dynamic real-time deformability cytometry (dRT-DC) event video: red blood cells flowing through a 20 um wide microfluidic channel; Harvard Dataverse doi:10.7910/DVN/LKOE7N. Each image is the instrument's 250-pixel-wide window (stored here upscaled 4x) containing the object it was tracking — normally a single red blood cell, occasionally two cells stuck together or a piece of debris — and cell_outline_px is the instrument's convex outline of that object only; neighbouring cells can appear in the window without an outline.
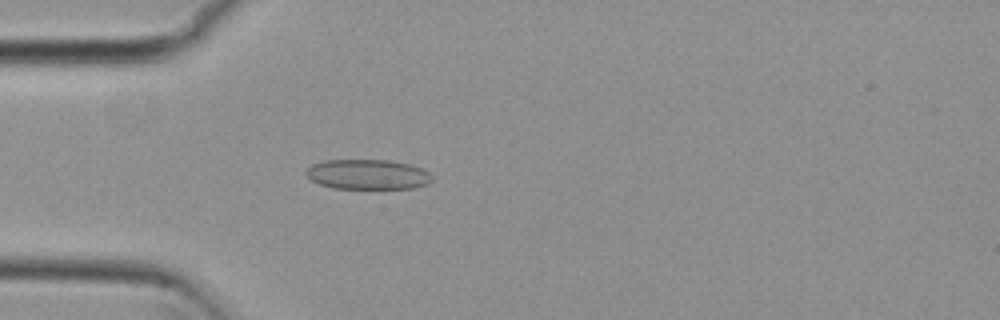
{"species": "common noctule bat (a hibernating species)", "species_latin": "Nyctalus noctula", "temperature_condition": "cold", "stored_images_in_passage": 40, "camera_frame_rate_fps": 3000, "um_per_image_px": 0.085, "animal": {"sex": "female", "body_mass_g": 29.2, "forearm_length_mm": 56.3}, "frame": {"image": 1, "passage_image": 2, "time_ms": 0.333, "image_size_px": [1000, 320], "cell_outline_px": [[432, 180], [428, 184], [412, 188], [332, 188], [320, 184], [312, 180], [304, 172], [312, 164], [324, 160], [388, 160], [408, 164], [420, 168], [428, 172], [432, 176]], "centroid_in_image_um": [31.24, 14.82], "position_along_channel_um": 53.8, "area_um2": 21.85}}
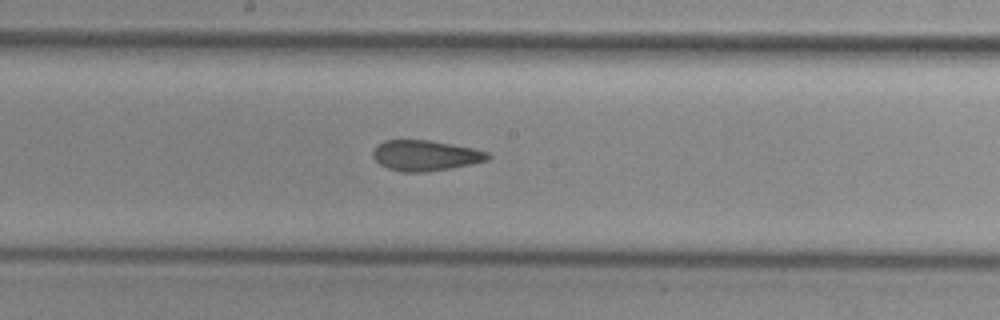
{"frame": {"image": 2, "passage_image": 15, "time_ms": 4.667, "image_size_px": [1000, 320], "cell_outline_px": [[492, 156], [488, 160], [472, 164], [452, 168], [428, 172], [404, 172], [388, 168], [380, 164], [372, 156], [372, 152], [384, 140], [428, 140], [452, 144], [472, 148], [488, 152]], "centroid_in_image_um": [36.19, 13.23], "position_along_channel_um": 212.0, "area_um2": 20.4}}
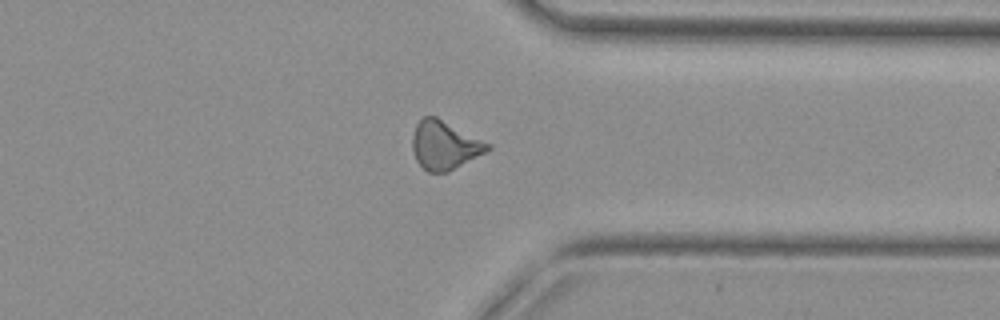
{"frame": {"image": 3, "passage_image": 28, "time_ms": 9.0, "image_size_px": [1000, 320], "cell_outline_px": [[492, 148], [448, 172], [428, 172], [416, 160], [412, 148], [412, 136], [416, 124], [424, 116], [436, 116], [492, 144]], "centroid_in_image_um": [37.79, 12.33], "position_along_channel_um": 373.6, "area_um2": 21.21}, "authors_computed_cell_mechanics": {"area_um2": 20.6057, "velocity_mm_per_s": 3.8081, "shape_relaxation_time_tau1_ms": null, "shape_relaxation_time_tau2_ms": 2.671, "deformation_change_tau1": null, "deformation_change_tau2": 0.107}}